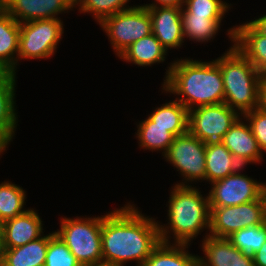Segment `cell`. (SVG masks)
<instances>
[{"instance_id":"28","label":"cell","mask_w":266,"mask_h":266,"mask_svg":"<svg viewBox=\"0 0 266 266\" xmlns=\"http://www.w3.org/2000/svg\"><path fill=\"white\" fill-rule=\"evenodd\" d=\"M227 239L244 254L253 256L266 241V222L235 231Z\"/></svg>"},{"instance_id":"14","label":"cell","mask_w":266,"mask_h":266,"mask_svg":"<svg viewBox=\"0 0 266 266\" xmlns=\"http://www.w3.org/2000/svg\"><path fill=\"white\" fill-rule=\"evenodd\" d=\"M239 117L231 128L224 134L221 142L242 166L252 163H260L263 160L257 140L252 134L251 128Z\"/></svg>"},{"instance_id":"5","label":"cell","mask_w":266,"mask_h":266,"mask_svg":"<svg viewBox=\"0 0 266 266\" xmlns=\"http://www.w3.org/2000/svg\"><path fill=\"white\" fill-rule=\"evenodd\" d=\"M60 229L55 233L69 248L76 260L83 265L103 261L102 215L60 219Z\"/></svg>"},{"instance_id":"2","label":"cell","mask_w":266,"mask_h":266,"mask_svg":"<svg viewBox=\"0 0 266 266\" xmlns=\"http://www.w3.org/2000/svg\"><path fill=\"white\" fill-rule=\"evenodd\" d=\"M182 59L167 67L162 90L179 96L175 99L188 111L224 103L223 77L216 61Z\"/></svg>"},{"instance_id":"40","label":"cell","mask_w":266,"mask_h":266,"mask_svg":"<svg viewBox=\"0 0 266 266\" xmlns=\"http://www.w3.org/2000/svg\"><path fill=\"white\" fill-rule=\"evenodd\" d=\"M3 245H2V222L0 221V259L2 257Z\"/></svg>"},{"instance_id":"31","label":"cell","mask_w":266,"mask_h":266,"mask_svg":"<svg viewBox=\"0 0 266 266\" xmlns=\"http://www.w3.org/2000/svg\"><path fill=\"white\" fill-rule=\"evenodd\" d=\"M231 4L222 0H184L182 14L195 16H225Z\"/></svg>"},{"instance_id":"30","label":"cell","mask_w":266,"mask_h":266,"mask_svg":"<svg viewBox=\"0 0 266 266\" xmlns=\"http://www.w3.org/2000/svg\"><path fill=\"white\" fill-rule=\"evenodd\" d=\"M44 266H81V264L55 233L49 239Z\"/></svg>"},{"instance_id":"19","label":"cell","mask_w":266,"mask_h":266,"mask_svg":"<svg viewBox=\"0 0 266 266\" xmlns=\"http://www.w3.org/2000/svg\"><path fill=\"white\" fill-rule=\"evenodd\" d=\"M205 166L209 184L244 168L221 141L206 143Z\"/></svg>"},{"instance_id":"35","label":"cell","mask_w":266,"mask_h":266,"mask_svg":"<svg viewBox=\"0 0 266 266\" xmlns=\"http://www.w3.org/2000/svg\"><path fill=\"white\" fill-rule=\"evenodd\" d=\"M254 266H266V241L253 255Z\"/></svg>"},{"instance_id":"6","label":"cell","mask_w":266,"mask_h":266,"mask_svg":"<svg viewBox=\"0 0 266 266\" xmlns=\"http://www.w3.org/2000/svg\"><path fill=\"white\" fill-rule=\"evenodd\" d=\"M99 25L119 56L127 47L152 33L149 10L137 5L103 19Z\"/></svg>"},{"instance_id":"3","label":"cell","mask_w":266,"mask_h":266,"mask_svg":"<svg viewBox=\"0 0 266 266\" xmlns=\"http://www.w3.org/2000/svg\"><path fill=\"white\" fill-rule=\"evenodd\" d=\"M201 193L192 185L173 186L167 204L169 222L164 226L158 224L161 242L171 243L172 233L174 243L190 246L191 240L201 234L203 229L209 231L211 214L209 197H204Z\"/></svg>"},{"instance_id":"29","label":"cell","mask_w":266,"mask_h":266,"mask_svg":"<svg viewBox=\"0 0 266 266\" xmlns=\"http://www.w3.org/2000/svg\"><path fill=\"white\" fill-rule=\"evenodd\" d=\"M128 2L129 0H75V8L79 7L78 11L84 14L91 13L99 24L103 19L135 6H127Z\"/></svg>"},{"instance_id":"25","label":"cell","mask_w":266,"mask_h":266,"mask_svg":"<svg viewBox=\"0 0 266 266\" xmlns=\"http://www.w3.org/2000/svg\"><path fill=\"white\" fill-rule=\"evenodd\" d=\"M224 16H195L194 14H181L183 38L191 41L208 42L214 39L220 30Z\"/></svg>"},{"instance_id":"26","label":"cell","mask_w":266,"mask_h":266,"mask_svg":"<svg viewBox=\"0 0 266 266\" xmlns=\"http://www.w3.org/2000/svg\"><path fill=\"white\" fill-rule=\"evenodd\" d=\"M137 128L136 137L139 146L144 150L163 151L164 156L173 143L174 136L169 132V128L155 125L148 117L139 122Z\"/></svg>"},{"instance_id":"9","label":"cell","mask_w":266,"mask_h":266,"mask_svg":"<svg viewBox=\"0 0 266 266\" xmlns=\"http://www.w3.org/2000/svg\"><path fill=\"white\" fill-rule=\"evenodd\" d=\"M205 150L206 143L189 132L174 137L164 158L184 177L182 182H177V186H189L188 182L205 181Z\"/></svg>"},{"instance_id":"34","label":"cell","mask_w":266,"mask_h":266,"mask_svg":"<svg viewBox=\"0 0 266 266\" xmlns=\"http://www.w3.org/2000/svg\"><path fill=\"white\" fill-rule=\"evenodd\" d=\"M258 108L266 111V74H263L259 83Z\"/></svg>"},{"instance_id":"15","label":"cell","mask_w":266,"mask_h":266,"mask_svg":"<svg viewBox=\"0 0 266 266\" xmlns=\"http://www.w3.org/2000/svg\"><path fill=\"white\" fill-rule=\"evenodd\" d=\"M42 219L32 208L2 223L3 249L23 246L41 237L43 233Z\"/></svg>"},{"instance_id":"11","label":"cell","mask_w":266,"mask_h":266,"mask_svg":"<svg viewBox=\"0 0 266 266\" xmlns=\"http://www.w3.org/2000/svg\"><path fill=\"white\" fill-rule=\"evenodd\" d=\"M239 171L211 183L207 194L210 207L244 204L259 199L266 192V182H257Z\"/></svg>"},{"instance_id":"18","label":"cell","mask_w":266,"mask_h":266,"mask_svg":"<svg viewBox=\"0 0 266 266\" xmlns=\"http://www.w3.org/2000/svg\"><path fill=\"white\" fill-rule=\"evenodd\" d=\"M54 234H43L23 246L3 249L0 266H44L48 242Z\"/></svg>"},{"instance_id":"17","label":"cell","mask_w":266,"mask_h":266,"mask_svg":"<svg viewBox=\"0 0 266 266\" xmlns=\"http://www.w3.org/2000/svg\"><path fill=\"white\" fill-rule=\"evenodd\" d=\"M233 45L263 75L266 74V36L260 34L248 21L228 29Z\"/></svg>"},{"instance_id":"12","label":"cell","mask_w":266,"mask_h":266,"mask_svg":"<svg viewBox=\"0 0 266 266\" xmlns=\"http://www.w3.org/2000/svg\"><path fill=\"white\" fill-rule=\"evenodd\" d=\"M0 6L18 23L41 19H61L58 15L74 10L75 0H0Z\"/></svg>"},{"instance_id":"13","label":"cell","mask_w":266,"mask_h":266,"mask_svg":"<svg viewBox=\"0 0 266 266\" xmlns=\"http://www.w3.org/2000/svg\"><path fill=\"white\" fill-rule=\"evenodd\" d=\"M152 21V33L167 50L178 49L184 43L182 7L148 8Z\"/></svg>"},{"instance_id":"32","label":"cell","mask_w":266,"mask_h":266,"mask_svg":"<svg viewBox=\"0 0 266 266\" xmlns=\"http://www.w3.org/2000/svg\"><path fill=\"white\" fill-rule=\"evenodd\" d=\"M242 117L248 122L261 152L266 153V111L255 108L244 113Z\"/></svg>"},{"instance_id":"24","label":"cell","mask_w":266,"mask_h":266,"mask_svg":"<svg viewBox=\"0 0 266 266\" xmlns=\"http://www.w3.org/2000/svg\"><path fill=\"white\" fill-rule=\"evenodd\" d=\"M16 74H11L0 85V133L9 141H13L18 123L15 108Z\"/></svg>"},{"instance_id":"27","label":"cell","mask_w":266,"mask_h":266,"mask_svg":"<svg viewBox=\"0 0 266 266\" xmlns=\"http://www.w3.org/2000/svg\"><path fill=\"white\" fill-rule=\"evenodd\" d=\"M26 191L10 181L0 183V221L14 218L25 213Z\"/></svg>"},{"instance_id":"21","label":"cell","mask_w":266,"mask_h":266,"mask_svg":"<svg viewBox=\"0 0 266 266\" xmlns=\"http://www.w3.org/2000/svg\"><path fill=\"white\" fill-rule=\"evenodd\" d=\"M167 50L160 44L153 33L135 41L118 57L137 66H151L165 61Z\"/></svg>"},{"instance_id":"16","label":"cell","mask_w":266,"mask_h":266,"mask_svg":"<svg viewBox=\"0 0 266 266\" xmlns=\"http://www.w3.org/2000/svg\"><path fill=\"white\" fill-rule=\"evenodd\" d=\"M201 246L205 257L198 256V262L202 266H254L253 256L244 254L227 238L213 237L207 233Z\"/></svg>"},{"instance_id":"4","label":"cell","mask_w":266,"mask_h":266,"mask_svg":"<svg viewBox=\"0 0 266 266\" xmlns=\"http://www.w3.org/2000/svg\"><path fill=\"white\" fill-rule=\"evenodd\" d=\"M224 84V103L241 116L258 108L259 83L262 74L233 45L215 59Z\"/></svg>"},{"instance_id":"33","label":"cell","mask_w":266,"mask_h":266,"mask_svg":"<svg viewBox=\"0 0 266 266\" xmlns=\"http://www.w3.org/2000/svg\"><path fill=\"white\" fill-rule=\"evenodd\" d=\"M156 2V3H155ZM184 0H155L152 4H144L140 5L146 8H153V7H183Z\"/></svg>"},{"instance_id":"37","label":"cell","mask_w":266,"mask_h":266,"mask_svg":"<svg viewBox=\"0 0 266 266\" xmlns=\"http://www.w3.org/2000/svg\"><path fill=\"white\" fill-rule=\"evenodd\" d=\"M9 141L0 133V155L8 148Z\"/></svg>"},{"instance_id":"10","label":"cell","mask_w":266,"mask_h":266,"mask_svg":"<svg viewBox=\"0 0 266 266\" xmlns=\"http://www.w3.org/2000/svg\"><path fill=\"white\" fill-rule=\"evenodd\" d=\"M241 115L225 103L188 111V132L204 143L221 141Z\"/></svg>"},{"instance_id":"8","label":"cell","mask_w":266,"mask_h":266,"mask_svg":"<svg viewBox=\"0 0 266 266\" xmlns=\"http://www.w3.org/2000/svg\"><path fill=\"white\" fill-rule=\"evenodd\" d=\"M209 235L227 238L235 231L266 222V192L257 200L236 206L210 207Z\"/></svg>"},{"instance_id":"23","label":"cell","mask_w":266,"mask_h":266,"mask_svg":"<svg viewBox=\"0 0 266 266\" xmlns=\"http://www.w3.org/2000/svg\"><path fill=\"white\" fill-rule=\"evenodd\" d=\"M188 245L160 242L142 266H194L198 255L190 254Z\"/></svg>"},{"instance_id":"41","label":"cell","mask_w":266,"mask_h":266,"mask_svg":"<svg viewBox=\"0 0 266 266\" xmlns=\"http://www.w3.org/2000/svg\"><path fill=\"white\" fill-rule=\"evenodd\" d=\"M194 266H202L199 262H197Z\"/></svg>"},{"instance_id":"36","label":"cell","mask_w":266,"mask_h":266,"mask_svg":"<svg viewBox=\"0 0 266 266\" xmlns=\"http://www.w3.org/2000/svg\"><path fill=\"white\" fill-rule=\"evenodd\" d=\"M249 23L262 35L266 36V14L258 17L255 20L249 21Z\"/></svg>"},{"instance_id":"7","label":"cell","mask_w":266,"mask_h":266,"mask_svg":"<svg viewBox=\"0 0 266 266\" xmlns=\"http://www.w3.org/2000/svg\"><path fill=\"white\" fill-rule=\"evenodd\" d=\"M63 26L61 19H41L20 23L18 61L52 57L63 36Z\"/></svg>"},{"instance_id":"1","label":"cell","mask_w":266,"mask_h":266,"mask_svg":"<svg viewBox=\"0 0 266 266\" xmlns=\"http://www.w3.org/2000/svg\"><path fill=\"white\" fill-rule=\"evenodd\" d=\"M135 207L129 202L102 216L103 262L123 266L133 260L142 266L160 244V222Z\"/></svg>"},{"instance_id":"22","label":"cell","mask_w":266,"mask_h":266,"mask_svg":"<svg viewBox=\"0 0 266 266\" xmlns=\"http://www.w3.org/2000/svg\"><path fill=\"white\" fill-rule=\"evenodd\" d=\"M148 118L157 126L169 128L174 137L188 132V109L176 99L154 109Z\"/></svg>"},{"instance_id":"20","label":"cell","mask_w":266,"mask_h":266,"mask_svg":"<svg viewBox=\"0 0 266 266\" xmlns=\"http://www.w3.org/2000/svg\"><path fill=\"white\" fill-rule=\"evenodd\" d=\"M19 36L20 23L0 6V66L11 74H16L19 64Z\"/></svg>"},{"instance_id":"38","label":"cell","mask_w":266,"mask_h":266,"mask_svg":"<svg viewBox=\"0 0 266 266\" xmlns=\"http://www.w3.org/2000/svg\"><path fill=\"white\" fill-rule=\"evenodd\" d=\"M11 75L4 67L0 66V85Z\"/></svg>"},{"instance_id":"39","label":"cell","mask_w":266,"mask_h":266,"mask_svg":"<svg viewBox=\"0 0 266 266\" xmlns=\"http://www.w3.org/2000/svg\"><path fill=\"white\" fill-rule=\"evenodd\" d=\"M83 266H115V265L102 261L99 263H93V264H88V265H83Z\"/></svg>"}]
</instances>
